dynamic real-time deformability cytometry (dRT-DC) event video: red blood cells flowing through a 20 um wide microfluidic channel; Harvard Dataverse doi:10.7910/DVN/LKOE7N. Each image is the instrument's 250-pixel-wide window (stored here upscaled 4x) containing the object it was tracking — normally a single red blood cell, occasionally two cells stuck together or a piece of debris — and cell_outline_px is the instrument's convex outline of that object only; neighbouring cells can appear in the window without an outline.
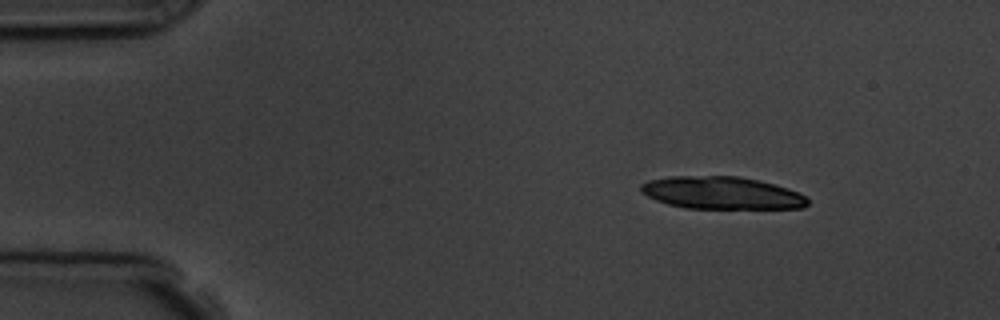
{"species": "common noctule bat (a hibernating species)", "species_latin": "Nyctalus noctula", "temperature_condition": "room temperature", "stored_images_in_passage": 9, "camera_frame_rate_fps": 3000, "um_per_image_px": 0.085, "animal": {"sex": "male", "body_mass_g": 19.5, "forearm_length_mm": 54.6}, "frame": {"image": 1, "passage_image": 1, "time_ms": 0.0, "image_size_px": [1000, 320], "cell_outline_px": [[808, 204], [804, 208], [684, 208], [668, 204], [656, 200], [648, 196], [640, 188], [640, 184], [648, 180], [672, 176], [740, 176], [788, 188], [804, 196], [808, 200]], "centroid_in_image_um": [61.32, 16.4], "position_along_channel_um": 23.7, "area_um2": 31.27}}
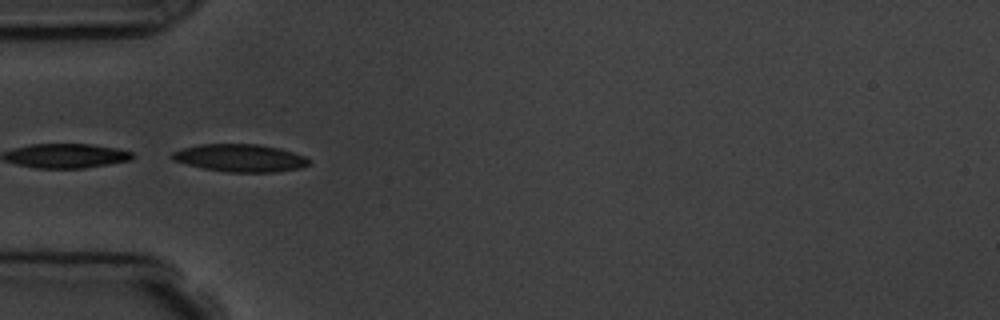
{"frame": {"image": 2, "passage_image": 4, "time_ms": 3.333, "image_size_px": [1000, 320], "cell_outline_px": [[312, 164], [300, 168], [276, 172], [228, 172], [204, 168], [172, 160], [168, 156], [172, 152], [184, 148], [200, 144], [256, 144], [280, 148], [304, 156], [312, 160]], "centroid_in_image_um": [20.44, 13.43], "position_along_channel_um": 64.6, "area_um2": 22.08}}
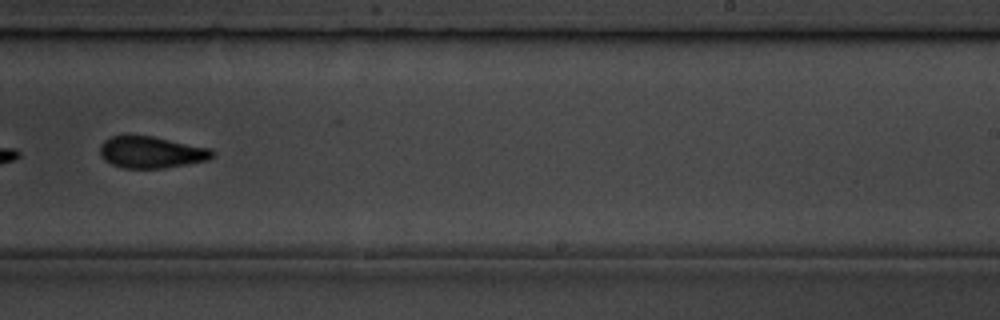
{"frame": {"image": 3, "passage_image": 9, "time_ms": 9.0, "image_size_px": [1000, 320], "cell_outline_px": [[216, 156], [208, 160], [164, 168], [120, 168], [104, 160], [100, 156], [100, 144], [104, 140], [112, 136], [152, 136], [212, 148], [216, 152]], "centroid_in_image_um": [12.89, 12.95], "position_along_channel_um": 276.1, "area_um2": 20.92}}